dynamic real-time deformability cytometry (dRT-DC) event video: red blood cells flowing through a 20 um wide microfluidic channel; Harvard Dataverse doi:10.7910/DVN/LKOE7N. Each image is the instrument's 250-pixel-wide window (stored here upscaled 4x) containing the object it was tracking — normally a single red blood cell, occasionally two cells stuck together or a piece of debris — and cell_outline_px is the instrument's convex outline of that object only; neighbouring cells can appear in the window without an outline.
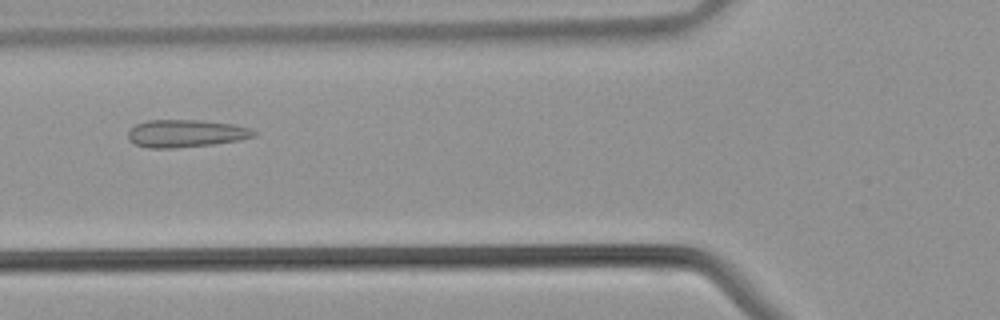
{"species": "common noctule bat (a hibernating species)", "species_latin": "Nyctalus noctula", "temperature_condition": "warm", "stored_images_in_passage": 39, "camera_frame_rate_fps": 3000, "um_per_image_px": 0.085, "animal": {"sex": "male", "body_mass_g": 21.5, "forearm_length_mm": 52.0}, "frame": {"image": 1, "passage_image": 13, "time_ms": 4.0, "image_size_px": [1000, 320], "cell_outline_px": [[256, 136], [240, 140], [212, 144], [172, 148], [148, 148], [136, 144], [128, 140], [128, 132], [136, 124], [148, 120], [200, 120], [232, 124], [252, 128], [256, 132]], "centroid_in_image_um": [15.81, 11.34], "position_along_channel_um": 110.0, "area_um2": 20.17}}
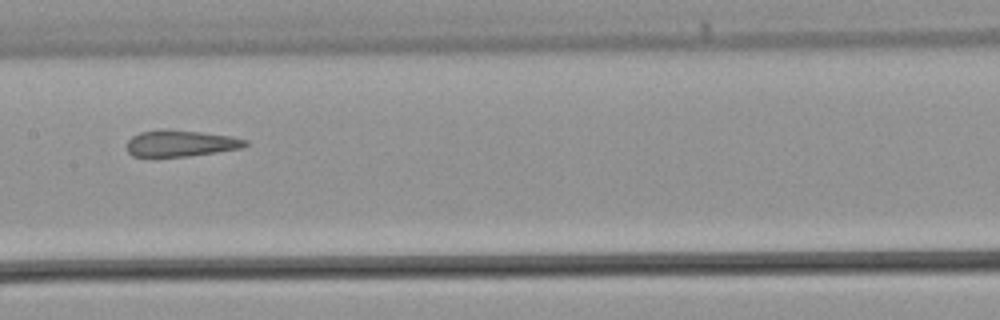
{"frame": {"image": 2, "passage_image": 18, "time_ms": 5.667, "image_size_px": [1000, 320], "cell_outline_px": [[248, 144], [240, 148], [216, 152], [188, 156], [132, 156], [128, 152], [128, 140], [132, 136], [140, 132], [168, 128], [232, 136], [248, 140]], "centroid_in_image_um": [15.36, 12.17], "position_along_channel_um": 192.0, "area_um2": 18.15}}
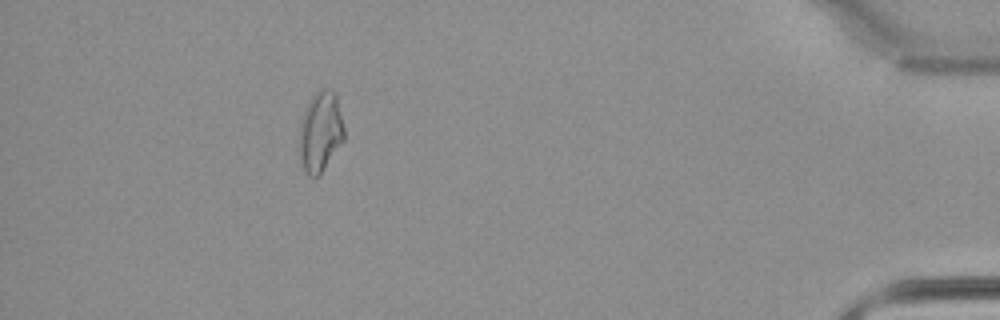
{"frame": {"image": 3, "passage_image": 35, "time_ms": 11.333, "image_size_px": [1000, 320], "cell_outline_px": [[344, 140], [320, 176], [308, 176], [304, 172], [300, 160], [296, 136], [300, 120], [308, 100], [320, 88], [332, 88], [336, 92], [344, 128]], "centroid_in_image_um": [27.19, 11.19], "position_along_channel_um": 408.0, "area_um2": 21.96}}